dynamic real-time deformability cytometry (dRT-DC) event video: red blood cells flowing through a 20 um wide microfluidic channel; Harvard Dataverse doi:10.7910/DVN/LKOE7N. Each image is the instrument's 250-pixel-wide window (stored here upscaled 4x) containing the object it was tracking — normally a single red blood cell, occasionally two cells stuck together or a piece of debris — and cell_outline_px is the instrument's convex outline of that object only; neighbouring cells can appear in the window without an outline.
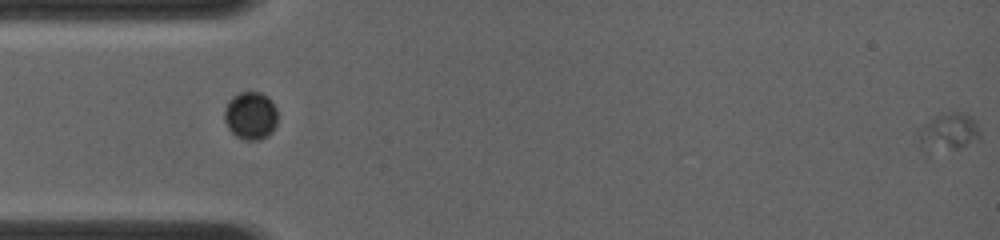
{"species": "common noctule bat (a hibernating species)", "species_latin": "Nyctalus noctula", "temperature_condition": "room temperature", "stored_images_in_passage": 37, "camera_frame_rate_fps": 4000, "um_per_image_px": 0.085, "animal": {"sex": "female", "body_mass_g": 19.0, "forearm_length_mm": 56.7}, "frame": {"image": 1, "passage_image": 1, "time_ms": 0.0, "image_size_px": [1000, 240], "cell_outline_px": [[980, 140], [956, 148], [952, 148], [920, 140], [920, 136], [924, 124], [936, 116], [952, 112], [960, 112], [972, 116], [976, 120], [980, 132]], "centroid_in_image_um": [80.86, 11.07], "position_along_channel_um": 4.1, "area_um2": 11.79}}
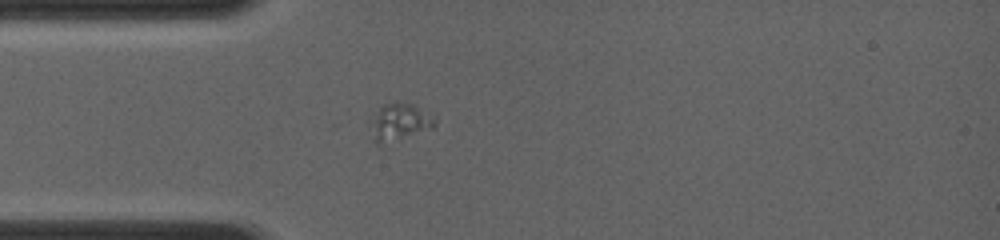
{"frame": {"image": 2, "passage_image": 25, "time_ms": 4.0, "image_size_px": [1000, 240], "cell_outline_px": [[436, 124], [432, 128], [380, 144], [376, 144], [368, 116], [384, 104], [396, 100], [412, 104], [436, 120]], "centroid_in_image_um": [33.87, 10.32], "position_along_channel_um": 51.1, "area_um2": 13.64}}
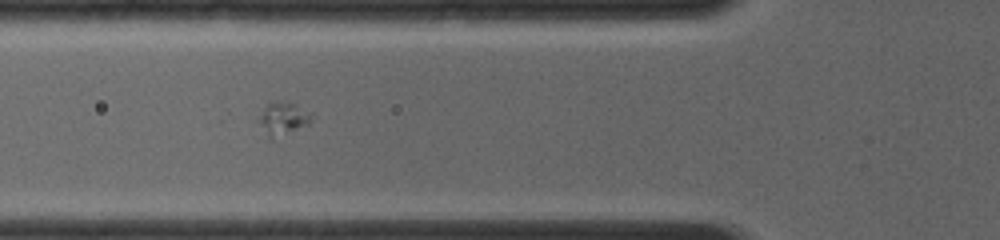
{"frame": {"image": 3, "passage_image": 29, "time_ms": 5.25, "image_size_px": [1000, 240], "cell_outline_px": [[312, 120], [308, 124], [272, 140], [268, 136], [256, 120], [264, 108], [268, 104], [276, 100], [296, 104], [312, 112]], "centroid_in_image_um": [24.06, 10.07], "position_along_channel_um": 101.7, "area_um2": 10.17}}